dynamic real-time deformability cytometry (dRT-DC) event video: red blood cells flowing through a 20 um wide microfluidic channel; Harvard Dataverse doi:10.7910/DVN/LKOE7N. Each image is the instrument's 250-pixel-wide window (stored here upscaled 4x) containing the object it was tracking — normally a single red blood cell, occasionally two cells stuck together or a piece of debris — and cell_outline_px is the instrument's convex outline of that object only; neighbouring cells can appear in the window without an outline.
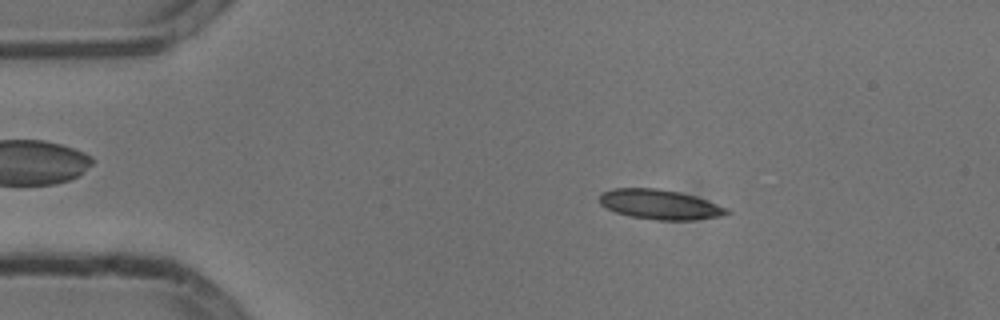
{"species": "common noctule bat (a hibernating species)", "species_latin": "Nyctalus noctula", "temperature_condition": "cold", "stored_images_in_passage": 46, "camera_frame_rate_fps": 3000, "um_per_image_px": 0.085, "animal": {"sex": "male", "body_mass_g": 13.3}, "frame": {"image": 1, "passage_image": 2, "time_ms": 0.333, "image_size_px": [1000, 320], "cell_outline_px": [[732, 212], [720, 216], [692, 220], [656, 220], [632, 216], [616, 212], [600, 204], [600, 192], [612, 188], [656, 188], [680, 192], [696, 196], [728, 208]], "centroid_in_image_um": [56.1, 17.37], "position_along_channel_um": 28.9, "area_um2": 22.08}}
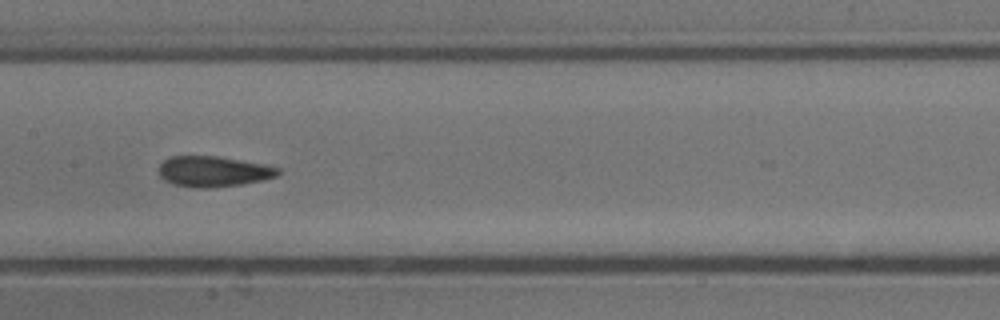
{"frame": {"image": 2, "passage_image": 19, "time_ms": 6.0, "image_size_px": [1000, 320], "cell_outline_px": [[280, 172], [276, 176], [260, 180], [240, 184], [208, 188], [196, 188], [172, 184], [164, 180], [160, 176], [160, 164], [164, 160], [172, 156], [216, 156], [260, 164], [280, 168]], "centroid_in_image_um": [18.08, 14.58], "position_along_channel_um": 189.3, "area_um2": 20.87}}
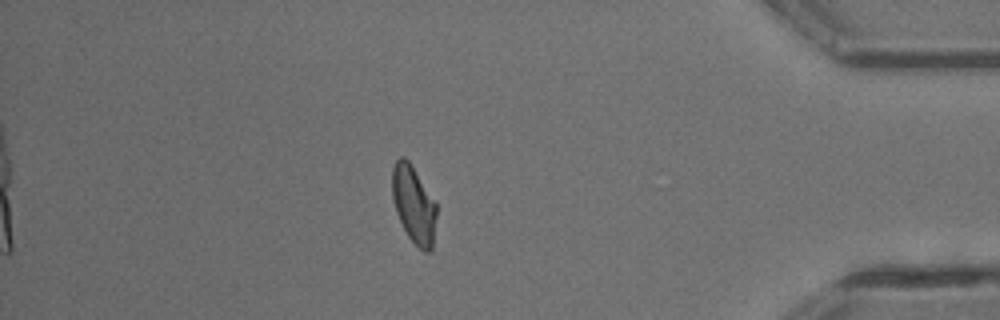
{"frame": {"image": 3, "passage_image": 39, "time_ms": 12.667, "image_size_px": [1000, 320], "cell_outline_px": [[436, 216], [432, 248], [428, 252], [424, 252], [408, 236], [396, 212], [392, 200], [392, 168], [396, 160], [400, 156], [404, 156], [408, 160], [436, 204]], "centroid_in_image_um": [35.14, 17.37], "position_along_channel_um": 400.1, "area_um2": 19.59}, "authors_computed_cell_mechanics": {"area_um2": 20.7502, "velocity_mm_per_s": 3.7881, "shape_relaxation_time_tau1_ms": 7.5978, "shape_relaxation_time_tau2_ms": 1.8645, "deformation_change_tau1": 0.1612, "deformation_change_tau2": 0.0774}}